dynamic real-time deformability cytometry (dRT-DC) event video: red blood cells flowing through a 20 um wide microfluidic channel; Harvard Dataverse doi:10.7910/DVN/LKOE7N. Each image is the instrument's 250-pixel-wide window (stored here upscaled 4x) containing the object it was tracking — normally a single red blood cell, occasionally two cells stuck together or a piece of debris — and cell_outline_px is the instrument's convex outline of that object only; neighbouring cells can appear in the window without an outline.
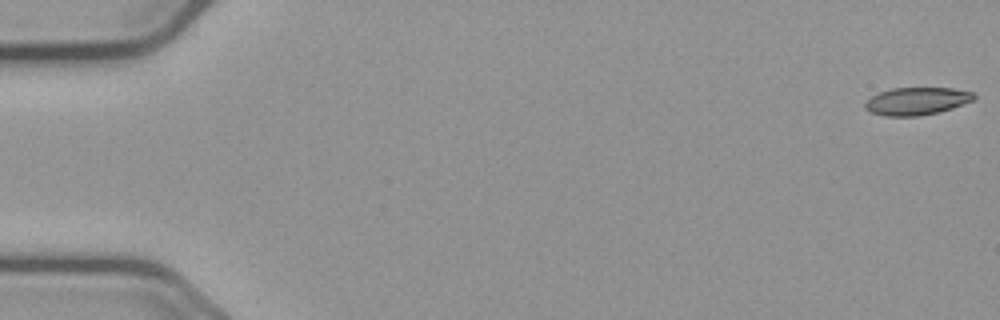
{"species": "common noctule bat (a hibernating species)", "species_latin": "Nyctalus noctula", "temperature_condition": "cold", "stored_images_in_passage": 56, "camera_frame_rate_fps": 3000, "um_per_image_px": 0.085, "animal": {"sex": "male", "body_mass_g": 23.1, "forearm_length_mm": 52.7}, "frame": {"image": 1, "passage_image": 1, "time_ms": 0.0, "image_size_px": [1000, 320], "cell_outline_px": [[976, 100], [940, 112], [916, 116], [888, 116], [872, 112], [864, 108], [864, 104], [872, 96], [880, 92], [892, 88], [952, 88], [976, 92]], "centroid_in_image_um": [77.99, 8.59], "position_along_channel_um": 7.0, "area_um2": 17.57}}
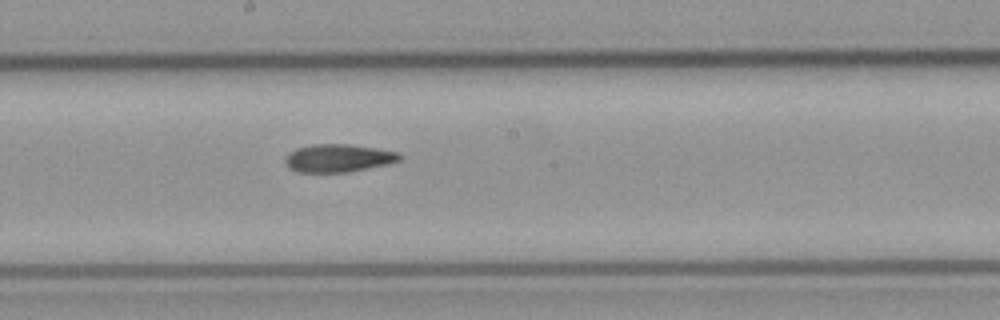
{"frame": {"image": 2, "passage_image": 31, "time_ms": 10.0, "image_size_px": [1000, 320], "cell_outline_px": [[404, 156], [400, 160], [388, 164], [348, 172], [296, 172], [288, 168], [284, 164], [284, 156], [288, 152], [296, 148], [312, 144], [348, 144], [376, 148], [400, 152]], "centroid_in_image_um": [28.73, 13.44], "position_along_channel_um": 219.5, "area_um2": 18.96}}
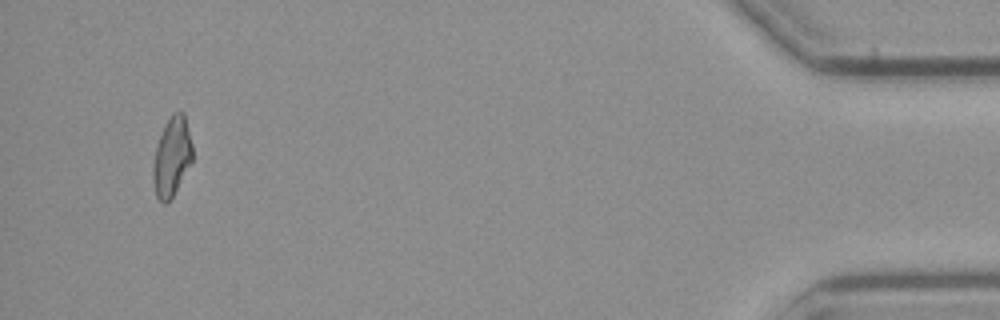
{"frame": {"image": 3, "passage_image": 54, "time_ms": 17.667, "image_size_px": [1000, 320], "cell_outline_px": [[192, 160], [172, 196], [164, 204], [156, 196], [152, 176], [152, 168], [156, 148], [164, 124], [172, 112], [184, 112], [192, 144]], "centroid_in_image_um": [14.59, 13.28], "position_along_channel_um": 420.6, "area_um2": 17.86}, "authors_computed_cell_mechanics": {"area_um2": 18.6116, "velocity_mm_per_s": 3.6752, "shape_relaxation_time_tau1_ms": null, "shape_relaxation_time_tau2_ms": 4.5408, "deformation_change_tau1": null, "deformation_change_tau2": 0.1173}}